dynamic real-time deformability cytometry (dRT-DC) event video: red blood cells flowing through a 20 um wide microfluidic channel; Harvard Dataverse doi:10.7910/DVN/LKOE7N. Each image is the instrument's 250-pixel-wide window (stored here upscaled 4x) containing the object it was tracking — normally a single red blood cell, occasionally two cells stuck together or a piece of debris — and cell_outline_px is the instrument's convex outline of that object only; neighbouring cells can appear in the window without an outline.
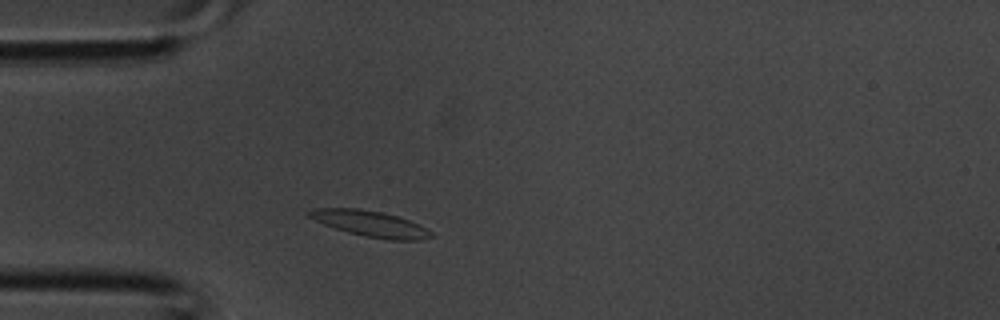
{"species": "common noctule bat (a hibernating species)", "species_latin": "Nyctalus noctula", "temperature_condition": "room temperature", "stored_images_in_passage": 30, "camera_frame_rate_fps": 3000, "um_per_image_px": 0.085, "animal": {"sex": "male", "body_mass_g": 20.1, "forearm_length_mm": 53.5}, "frame": {"image": 1, "passage_image": 2, "time_ms": 0.333, "image_size_px": [1000, 320], "cell_outline_px": [[436, 236], [420, 240], [388, 240], [364, 236], [348, 232], [324, 224], [308, 216], [304, 212], [316, 208], [360, 208], [384, 212], [420, 224], [432, 232]], "centroid_in_image_um": [31.51, 19.01], "position_along_channel_um": 53.5, "area_um2": 18.5}}
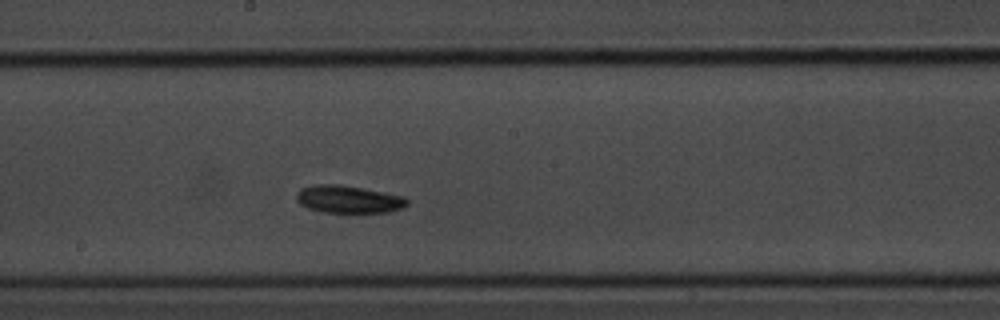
{"frame": {"image": 2, "passage_image": 12, "time_ms": 3.667, "image_size_px": [1000, 320], "cell_outline_px": [[408, 204], [404, 208], [388, 212], [324, 212], [308, 208], [300, 204], [296, 200], [296, 192], [300, 188], [316, 184], [340, 184], [404, 196], [408, 200]], "centroid_in_image_um": [29.61, 16.93], "position_along_channel_um": 218.6, "area_um2": 17.8}}
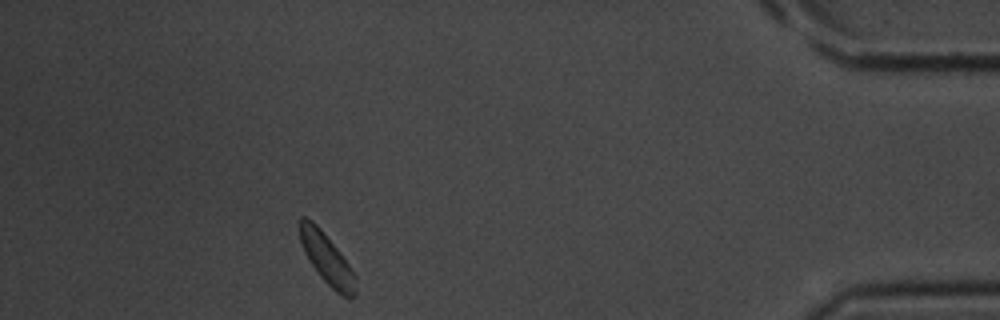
{"frame": {"image": 3, "passage_image": 26, "time_ms": 8.333, "image_size_px": [1000, 320], "cell_outline_px": [[356, 296], [348, 300], [340, 296], [320, 276], [304, 252], [300, 240], [296, 224], [300, 216], [304, 216], [312, 220], [320, 228], [340, 252], [356, 276]], "centroid_in_image_um": [27.76, 21.98], "position_along_channel_um": 407.4, "area_um2": 16.76}}